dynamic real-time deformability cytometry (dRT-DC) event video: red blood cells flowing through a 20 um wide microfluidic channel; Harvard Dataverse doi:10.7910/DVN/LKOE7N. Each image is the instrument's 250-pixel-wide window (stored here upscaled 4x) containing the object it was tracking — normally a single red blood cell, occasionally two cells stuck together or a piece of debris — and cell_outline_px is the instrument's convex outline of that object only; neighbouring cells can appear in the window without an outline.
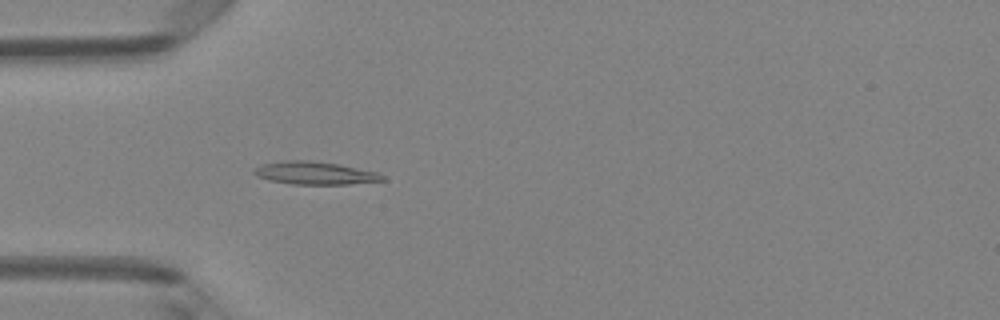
{"species": "Egyptian fruit bat (a non-hibernating species)", "species_latin": "Rousettus aegyptiacus", "temperature_condition": "room temperature", "stored_images_in_passage": 4, "camera_frame_rate_fps": 3000, "um_per_image_px": 0.085, "animal": {"sex": "female"}, "frame": {"image": 1, "passage_image": 4, "time_ms": 1.0, "image_size_px": [1000, 320], "cell_outline_px": [[388, 180], [348, 184], [292, 184], [268, 180], [256, 176], [252, 172], [260, 164], [284, 160], [308, 160], [336, 164], [376, 172], [384, 176]], "centroid_in_image_um": [26.72, 14.71], "position_along_channel_um": 58.3, "area_um2": 16.99}}